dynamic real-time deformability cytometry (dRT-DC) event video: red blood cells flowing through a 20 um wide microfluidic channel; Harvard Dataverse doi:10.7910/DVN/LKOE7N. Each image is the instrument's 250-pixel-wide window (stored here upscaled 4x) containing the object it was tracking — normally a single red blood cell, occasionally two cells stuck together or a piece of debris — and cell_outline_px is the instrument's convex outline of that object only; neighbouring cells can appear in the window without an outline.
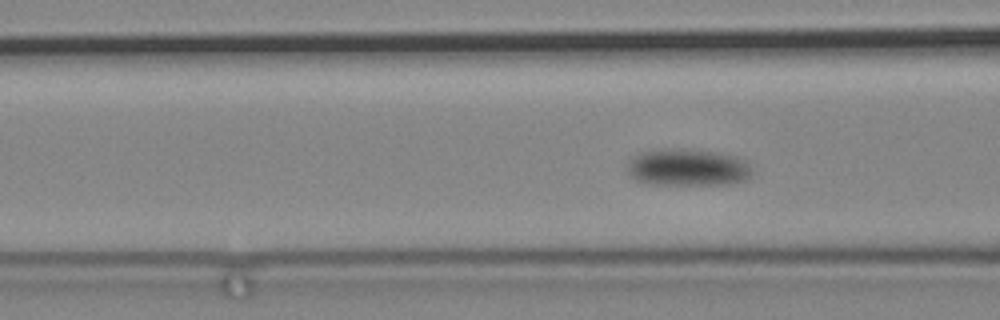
{"species": "common noctule bat (a hibernating species)", "species_latin": "Nyctalus noctula", "temperature_condition": "cold", "stored_images_in_passage": 110, "camera_frame_rate_fps": 3000, "um_per_image_px": 0.085, "animal": {"sex": "male", "body_mass_g": 19.2, "forearm_length_mm": 51.8}, "frame": {"image": 1, "passage_image": 55, "time_ms": 18.0, "image_size_px": [1000, 320], "cell_outline_px": [[752, 176], [744, 180], [732, 184], [652, 184], [636, 180], [628, 176], [628, 160], [640, 152], [660, 148], [680, 148], [720, 152], [736, 156], [748, 160], [752, 172]], "centroid_in_image_um": [58.47, 14.21], "position_along_channel_um": 108.1, "area_um2": 27.51}}
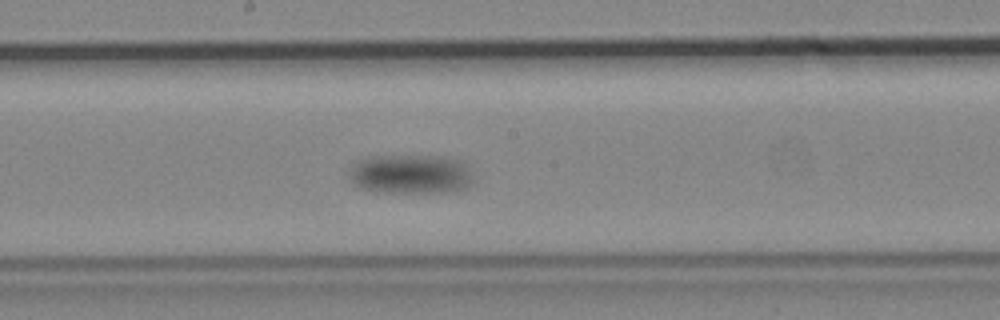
{"frame": {"image": 2, "passage_image": 69, "time_ms": 22.667, "image_size_px": [1000, 320], "cell_outline_px": [[476, 180], [468, 188], [452, 192], [376, 192], [360, 188], [348, 176], [348, 168], [352, 164], [368, 156], [436, 156], [460, 160], [464, 164]], "centroid_in_image_um": [34.91, 14.81], "position_along_channel_um": 213.3, "area_um2": 28.84}}
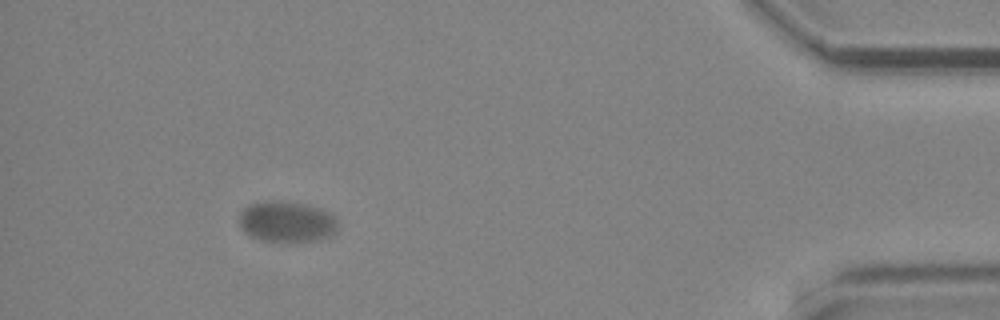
{"frame": {"image": 3, "passage_image": 103, "time_ms": 34.0, "image_size_px": [1000, 320], "cell_outline_px": [[336, 228], [332, 236], [316, 240], [296, 244], [288, 244], [260, 240], [244, 232], [240, 228], [240, 212], [244, 208], [252, 204], [264, 200], [276, 200], [304, 204], [320, 208], [328, 212], [336, 220]], "centroid_in_image_um": [24.35, 18.88], "position_along_channel_um": 410.8, "area_um2": 24.04}}